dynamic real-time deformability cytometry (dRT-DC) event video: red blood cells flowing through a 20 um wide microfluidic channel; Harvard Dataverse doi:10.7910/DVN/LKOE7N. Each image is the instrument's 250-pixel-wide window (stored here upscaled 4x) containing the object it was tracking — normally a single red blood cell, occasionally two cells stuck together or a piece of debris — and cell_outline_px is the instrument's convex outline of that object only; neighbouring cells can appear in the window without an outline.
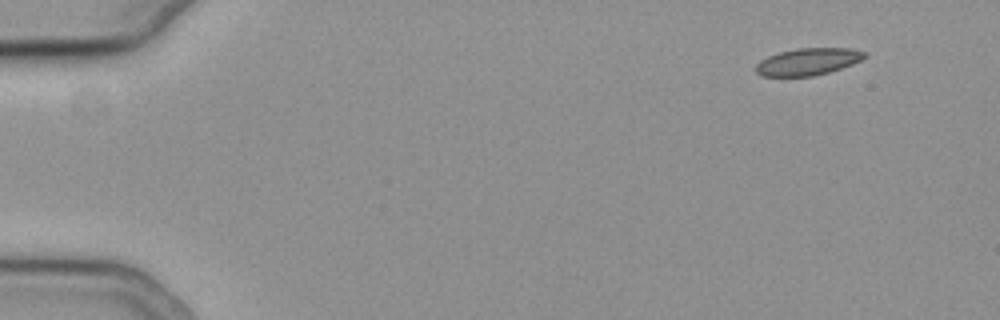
{"species": "common noctule bat (a hibernating species)", "species_latin": "Nyctalus noctula", "temperature_condition": "cold", "stored_images_in_passage": 52, "camera_frame_rate_fps": 3000, "um_per_image_px": 0.085, "animal": {"sex": "female", "body_mass_g": 19.3, "forearm_length_mm": 54.1}, "frame": {"image": 1, "passage_image": 1, "time_ms": 0.0, "image_size_px": [1000, 320], "cell_outline_px": [[868, 56], [852, 64], [828, 72], [812, 76], [760, 76], [756, 72], [756, 64], [760, 60], [768, 56], [780, 52], [796, 48], [852, 48], [868, 52]], "centroid_in_image_um": [68.69, 5.23], "position_along_channel_um": 16.3, "area_um2": 17.17}}
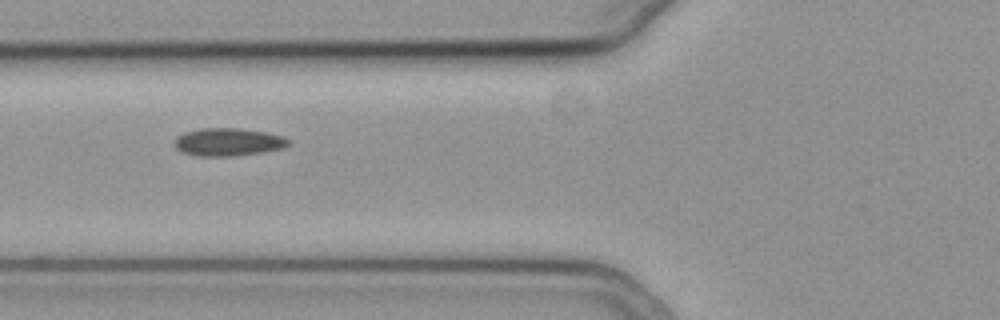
{"frame": {"image": 2, "passage_image": 18, "time_ms": 5.667, "image_size_px": [1000, 320], "cell_outline_px": [[292, 144], [284, 148], [264, 152], [232, 156], [196, 156], [180, 152], [176, 148], [176, 136], [184, 132], [200, 128], [240, 128], [268, 132], [284, 136]], "centroid_in_image_um": [19.42, 12.07], "position_along_channel_um": 106.4, "area_um2": 18.79}}
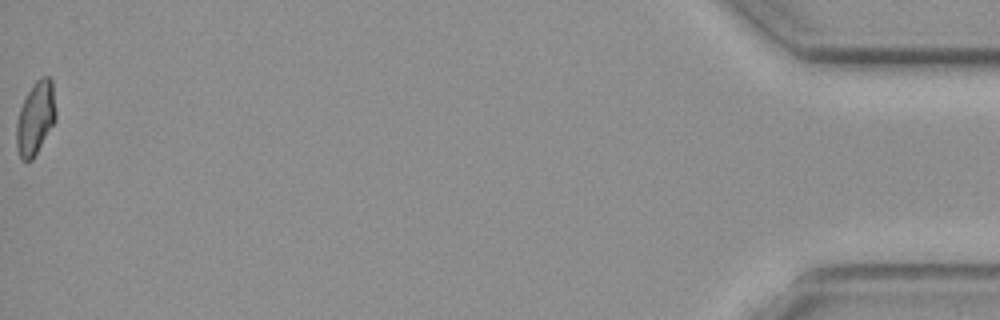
{"frame": {"image": 3, "passage_image": 52, "time_ms": 17.0, "image_size_px": [1000, 320], "cell_outline_px": [[56, 120], [32, 160], [20, 160], [16, 148], [16, 124], [20, 108], [32, 84], [40, 76], [48, 76], [52, 80], [56, 112]], "centroid_in_image_um": [3.01, 10.04], "position_along_channel_um": 432.2, "area_um2": 16.88}, "authors_computed_cell_mechanics": {"area_um2": 17.6579, "velocity_mm_per_s": 3.7662, "shape_relaxation_time_tau1_ms": null, "shape_relaxation_time_tau2_ms": 3.0873, "deformation_change_tau1": null, "deformation_change_tau2": 0.0808}}